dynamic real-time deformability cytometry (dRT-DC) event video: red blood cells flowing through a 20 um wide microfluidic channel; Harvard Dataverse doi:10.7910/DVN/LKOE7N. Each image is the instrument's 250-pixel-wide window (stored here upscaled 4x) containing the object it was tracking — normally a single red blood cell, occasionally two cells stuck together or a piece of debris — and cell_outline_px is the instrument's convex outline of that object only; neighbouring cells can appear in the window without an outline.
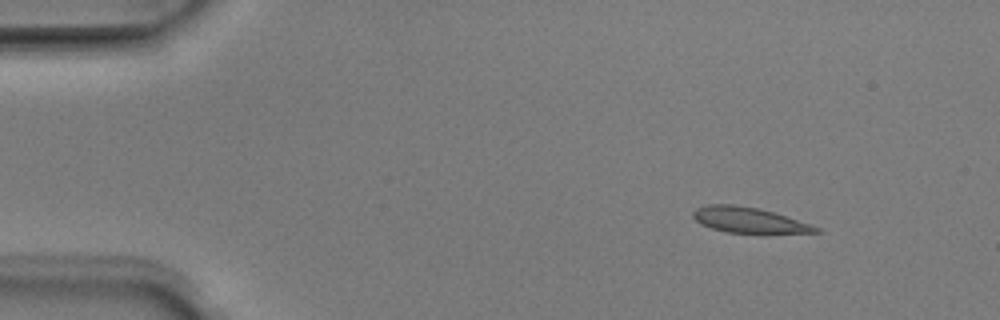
{"species": "Egyptian fruit bat (a non-hibernating species)", "species_latin": "Rousettus aegyptiacus", "temperature_condition": "room temperature", "stored_images_in_passage": 7, "camera_frame_rate_fps": 3000, "um_per_image_px": 0.085, "animal": {"sex": "male"}, "frame": {"image": 1, "passage_image": 1, "time_ms": 0.0, "image_size_px": [1000, 320], "cell_outline_px": [[824, 232], [764, 236], [724, 232], [700, 224], [692, 216], [692, 212], [696, 208], [708, 204], [732, 204], [760, 208], [812, 224], [820, 228]], "centroid_in_image_um": [63.76, 18.77], "position_along_channel_um": 21.2, "area_um2": 19.48}}
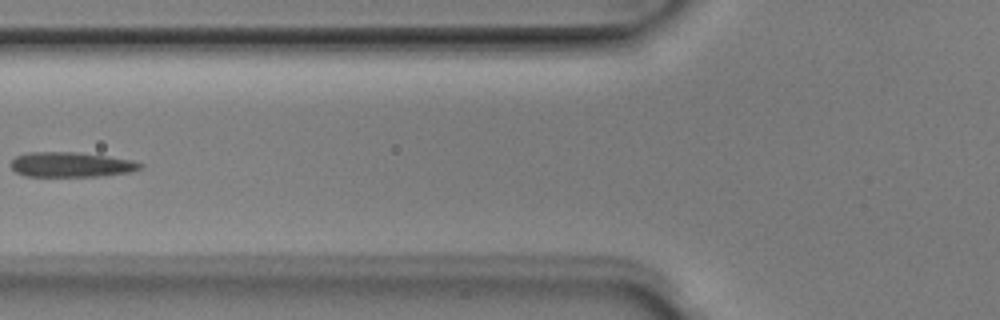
{"frame": {"image": 2, "passage_image": 5, "time_ms": 1.333, "image_size_px": [1000, 320], "cell_outline_px": [[144, 164], [140, 168], [128, 172], [100, 176], [24, 176], [16, 172], [12, 168], [12, 160], [16, 156], [28, 152], [80, 152], [108, 156], [132, 160]], "centroid_in_image_um": [6.03, 13.98], "position_along_channel_um": 119.8, "area_um2": 18.73}}
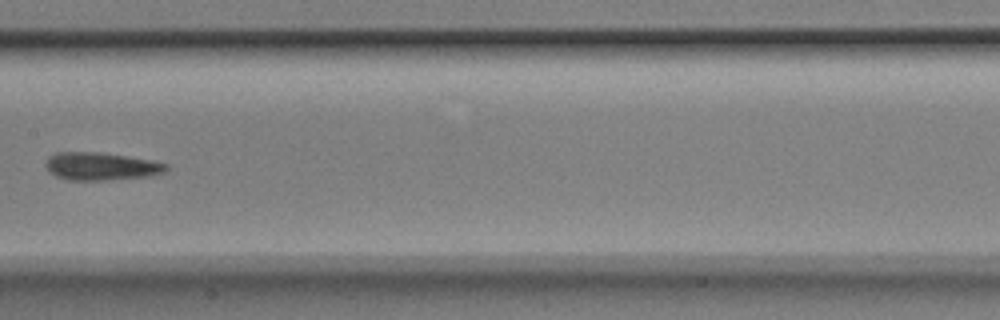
{"frame": {"image": 3, "passage_image": 7, "time_ms": 2.0, "image_size_px": [1000, 320], "cell_outline_px": [[168, 168], [164, 172], [152, 176], [108, 180], [68, 180], [56, 176], [48, 172], [44, 164], [48, 156], [56, 152], [100, 152], [128, 156], [152, 160], [168, 164]], "centroid_in_image_um": [8.57, 14.13], "position_along_channel_um": 198.8, "area_um2": 19.83}}